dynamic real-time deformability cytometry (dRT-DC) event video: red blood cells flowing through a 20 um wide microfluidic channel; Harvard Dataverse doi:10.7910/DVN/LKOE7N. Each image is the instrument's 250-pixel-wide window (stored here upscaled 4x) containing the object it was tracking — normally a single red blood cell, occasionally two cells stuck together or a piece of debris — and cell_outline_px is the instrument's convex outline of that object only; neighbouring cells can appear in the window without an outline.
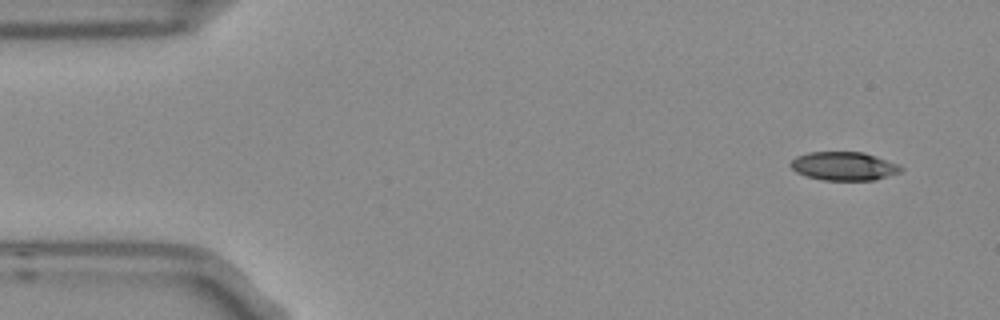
{"species": "Egyptian fruit bat (a non-hibernating species)", "species_latin": "Rousettus aegyptiacus", "temperature_condition": "room temperature", "stored_images_in_passage": 5, "camera_frame_rate_fps": 3000, "um_per_image_px": 0.085, "frame": {"image": 1, "passage_image": 1, "time_ms": 0.0, "image_size_px": [1000, 320], "cell_outline_px": [[904, 168], [900, 172], [876, 180], [820, 180], [804, 176], [796, 172], [788, 164], [796, 156], [808, 152], [864, 152], [900, 164]], "centroid_in_image_um": [71.72, 14.12], "position_along_channel_um": 13.3, "area_um2": 18.61}}
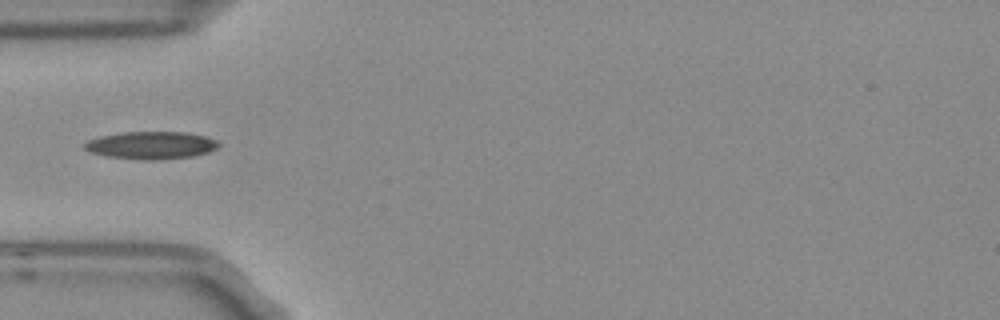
{"frame": {"image": 2, "passage_image": 4, "time_ms": 1.0, "image_size_px": [1000, 320], "cell_outline_px": [[220, 144], [216, 148], [208, 152], [192, 156], [152, 160], [144, 160], [108, 156], [92, 152], [84, 148], [84, 144], [88, 140], [100, 136], [124, 132], [184, 132], [204, 136], [216, 140]], "centroid_in_image_um": [12.85, 12.34], "position_along_channel_um": 72.2, "area_um2": 21.21}}
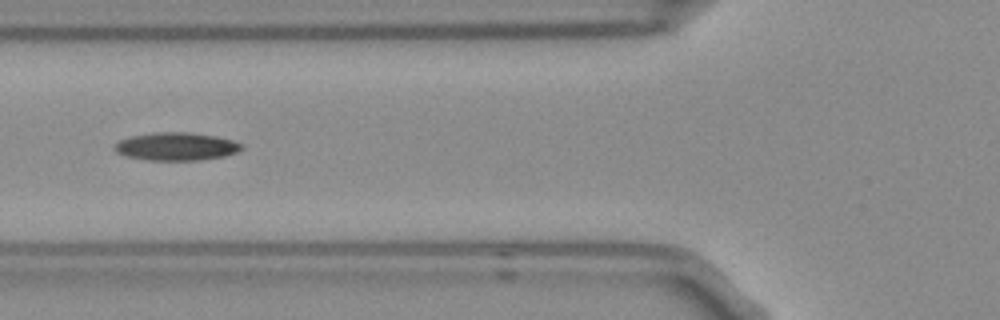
{"frame": {"image": 3, "passage_image": 5, "time_ms": 1.333, "image_size_px": [1000, 320], "cell_outline_px": [[244, 148], [236, 152], [224, 156], [200, 160], [148, 160], [128, 156], [120, 152], [116, 148], [116, 144], [120, 140], [132, 136], [152, 132], [188, 132], [216, 136], [232, 140], [240, 144]], "centroid_in_image_um": [15.03, 12.44], "position_along_channel_um": 110.8, "area_um2": 20.35}}